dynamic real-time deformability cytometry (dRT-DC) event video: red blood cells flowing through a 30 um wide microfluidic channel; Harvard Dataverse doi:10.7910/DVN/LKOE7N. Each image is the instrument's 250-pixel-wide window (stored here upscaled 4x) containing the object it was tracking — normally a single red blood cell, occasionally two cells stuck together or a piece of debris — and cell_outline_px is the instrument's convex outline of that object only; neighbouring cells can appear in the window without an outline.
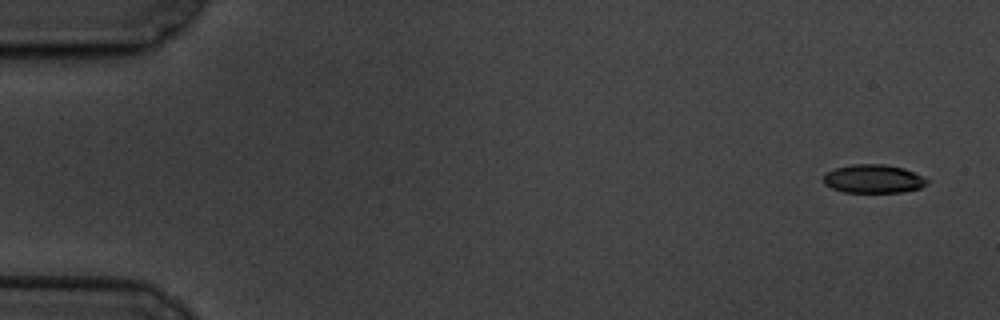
{"species": "common noctule bat (a hibernating species)", "species_latin": "Nyctalus noctula", "temperature_condition": "cold", "stored_images_in_passage": 10, "camera_frame_rate_fps": 3000, "um_per_image_px": 0.085, "animal": {"sex": "male", "body_mass_g": 19.5, "forearm_length_mm": 54.6}, "frame": {"image": 1, "passage_image": 1, "time_ms": 0.0, "image_size_px": [1000, 320], "cell_outline_px": [[928, 184], [920, 188], [900, 192], [844, 192], [832, 188], [824, 184], [824, 176], [828, 172], [836, 168], [852, 164], [884, 164], [904, 168], [928, 180]], "centroid_in_image_um": [74.23, 15.2], "position_along_channel_um": 10.8, "area_um2": 16.99}}
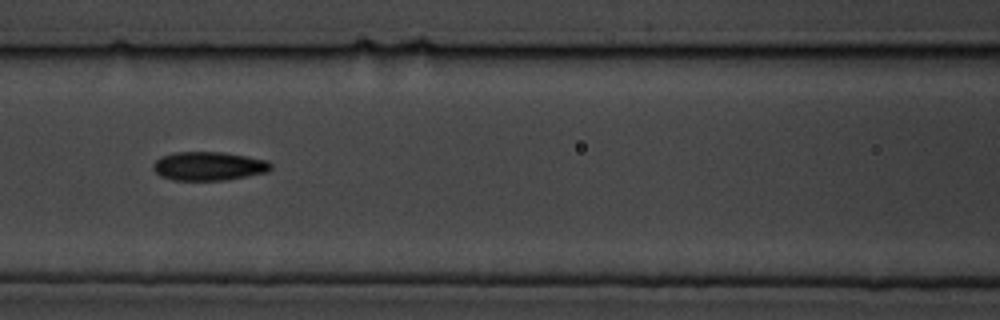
{"frame": {"image": 2, "passage_image": 7, "time_ms": 8.0, "image_size_px": [1000, 320], "cell_outline_px": [[272, 168], [268, 172], [248, 176], [224, 180], [172, 180], [160, 176], [152, 168], [152, 164], [160, 156], [172, 152], [224, 152], [248, 156], [268, 160], [272, 164]], "centroid_in_image_um": [17.74, 14.11], "position_along_channel_um": 148.9, "area_um2": 20.0}}
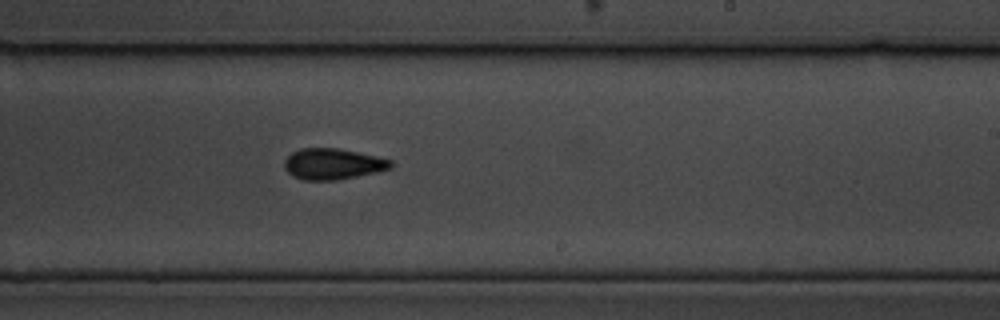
{"frame": {"image": 3, "passage_image": 10, "time_ms": 11.333, "image_size_px": [1000, 320], "cell_outline_px": [[392, 168], [376, 172], [336, 180], [304, 180], [292, 176], [284, 168], [284, 160], [292, 152], [300, 148], [340, 148], [376, 156], [392, 160]], "centroid_in_image_um": [28.27, 13.93], "position_along_channel_um": 260.7, "area_um2": 19.25}}